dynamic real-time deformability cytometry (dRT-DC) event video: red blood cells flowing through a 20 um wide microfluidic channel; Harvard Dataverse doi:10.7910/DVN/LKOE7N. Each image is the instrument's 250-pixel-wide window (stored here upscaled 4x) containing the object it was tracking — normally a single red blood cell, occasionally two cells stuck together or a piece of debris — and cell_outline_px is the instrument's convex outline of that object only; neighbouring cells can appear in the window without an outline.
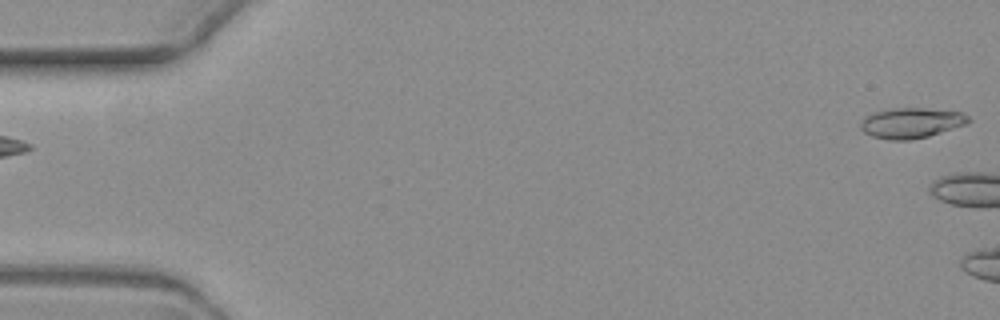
{"species": "common noctule bat (a hibernating species)", "species_latin": "Nyctalus noctula", "temperature_condition": "warm", "stored_images_in_passage": 3, "segment_of_instrument_passage": [2, 2], "camera_frame_rate_fps": 3000, "um_per_image_px": 0.085, "animal": {"sex": "female", "body_mass_g": 19.3, "forearm_length_mm": 54.1}, "frame": {"image": 1, "passage_image": 3, "time_ms": 2.333, "image_size_px": [1000, 320], "cell_outline_px": [[972, 120], [968, 124], [928, 136], [908, 140], [888, 140], [872, 136], [864, 132], [860, 128], [860, 120], [864, 116], [876, 112], [892, 108], [924, 108], [964, 112]], "centroid_in_image_um": [77.47, 10.44], "position_along_channel_um": 7.5, "area_um2": 19.25}}